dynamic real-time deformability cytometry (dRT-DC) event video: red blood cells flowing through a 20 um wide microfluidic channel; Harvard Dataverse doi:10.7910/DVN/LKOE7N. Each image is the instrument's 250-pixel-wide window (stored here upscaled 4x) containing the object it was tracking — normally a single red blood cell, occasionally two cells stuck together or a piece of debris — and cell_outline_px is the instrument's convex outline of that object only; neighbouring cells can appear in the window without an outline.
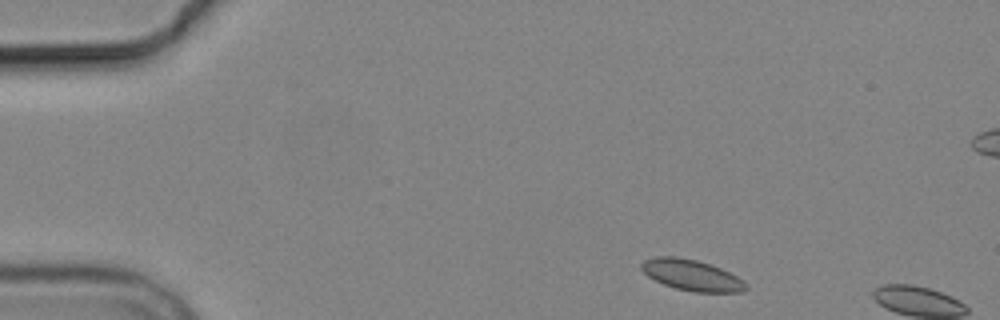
{"species": "common noctule bat (a hibernating species)", "species_latin": "Nyctalus noctula", "temperature_condition": "cold", "stored_images_in_passage": 2, "camera_frame_rate_fps": 3000, "um_per_image_px": 0.085, "animal": {"sex": "male", "body_mass_g": 19.2, "forearm_length_mm": 51.8}, "frame": {"image": 1, "passage_image": 1, "time_ms": 0.0, "image_size_px": [1000, 320], "cell_outline_px": [[748, 288], [744, 292], [692, 292], [676, 288], [664, 284], [648, 276], [640, 268], [640, 264], [644, 260], [656, 256], [676, 256], [696, 260], [720, 268], [736, 276], [748, 284]], "centroid_in_image_um": [58.79, 23.39], "position_along_channel_um": 26.2, "area_um2": 18.79}}